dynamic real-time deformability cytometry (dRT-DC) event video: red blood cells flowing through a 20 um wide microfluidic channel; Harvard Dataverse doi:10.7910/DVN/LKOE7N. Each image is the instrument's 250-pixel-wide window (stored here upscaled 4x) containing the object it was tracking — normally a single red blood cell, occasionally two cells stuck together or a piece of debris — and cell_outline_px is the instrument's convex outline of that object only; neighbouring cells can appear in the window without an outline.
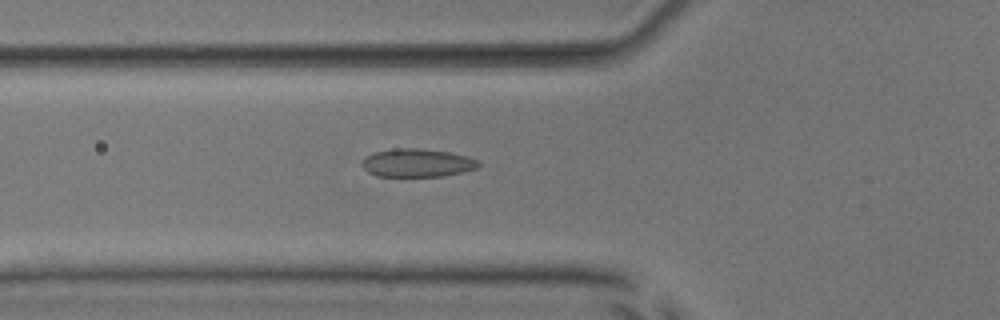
{"species": "common noctule bat (a hibernating species)", "species_latin": "Nyctalus noctula", "temperature_condition": "room temperature", "stored_images_in_passage": 49, "camera_frame_rate_fps": 3000, "um_per_image_px": 0.085, "animal": {"sex": "male", "body_mass_g": 17.9, "forearm_length_mm": 54.2}, "frame": {"image": 1, "passage_image": 16, "time_ms": 5.0, "image_size_px": [1000, 320], "cell_outline_px": [[480, 164], [476, 168], [464, 172], [444, 176], [376, 176], [368, 172], [360, 164], [368, 156], [376, 152], [396, 148], [420, 148], [448, 152], [468, 156], [480, 160]], "centroid_in_image_um": [35.5, 13.85], "position_along_channel_um": 90.3, "area_um2": 19.13}}
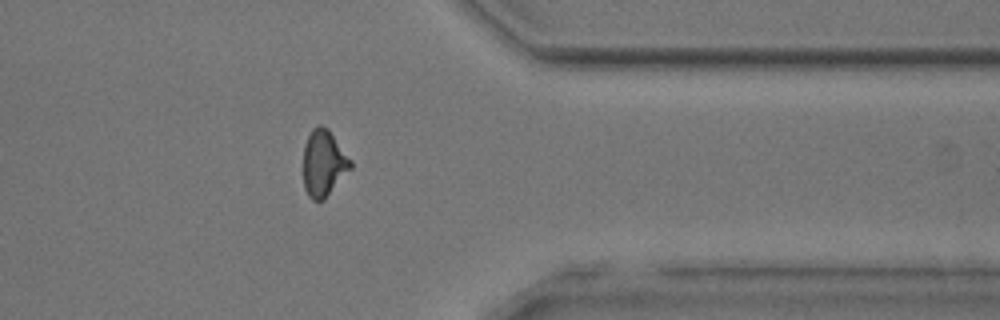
{"frame": {"image": 2, "passage_image": 39, "time_ms": 12.667, "image_size_px": [1000, 320], "cell_outline_px": [[352, 168], [324, 200], [312, 200], [308, 196], [304, 188], [304, 144], [312, 128], [320, 124], [328, 128], [352, 160]], "centroid_in_image_um": [27.52, 13.87], "position_along_channel_um": 383.9, "area_um2": 18.44}}
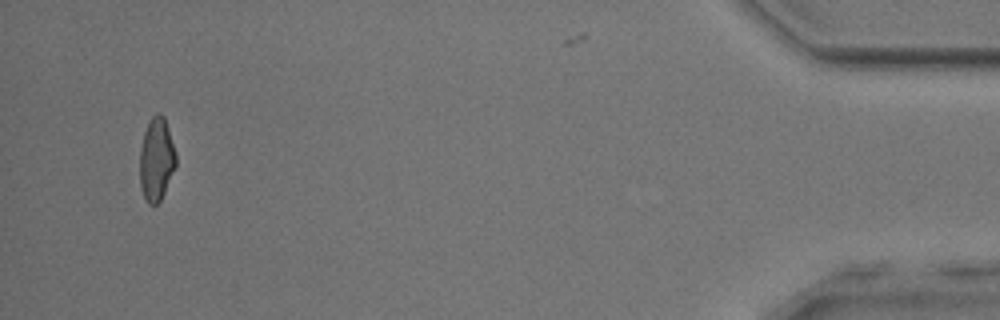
{"frame": {"image": 3, "passage_image": 47, "time_ms": 15.333, "image_size_px": [1000, 320], "cell_outline_px": [[176, 164], [164, 192], [160, 200], [156, 204], [148, 204], [140, 188], [140, 148], [144, 132], [148, 120], [156, 112], [160, 112], [164, 116], [176, 152]], "centroid_in_image_um": [13.28, 13.49], "position_along_channel_um": 421.9, "area_um2": 17.51}, "authors_computed_cell_mechanics": {"area_um2": 18.4382, "velocity_mm_per_s": 3.9606, "shape_relaxation_time_tau1_ms": 6.3574, "shape_relaxation_time_tau2_ms": 1.9651, "deformation_change_tau1": 0.1414, "deformation_change_tau2": 0.0903}}